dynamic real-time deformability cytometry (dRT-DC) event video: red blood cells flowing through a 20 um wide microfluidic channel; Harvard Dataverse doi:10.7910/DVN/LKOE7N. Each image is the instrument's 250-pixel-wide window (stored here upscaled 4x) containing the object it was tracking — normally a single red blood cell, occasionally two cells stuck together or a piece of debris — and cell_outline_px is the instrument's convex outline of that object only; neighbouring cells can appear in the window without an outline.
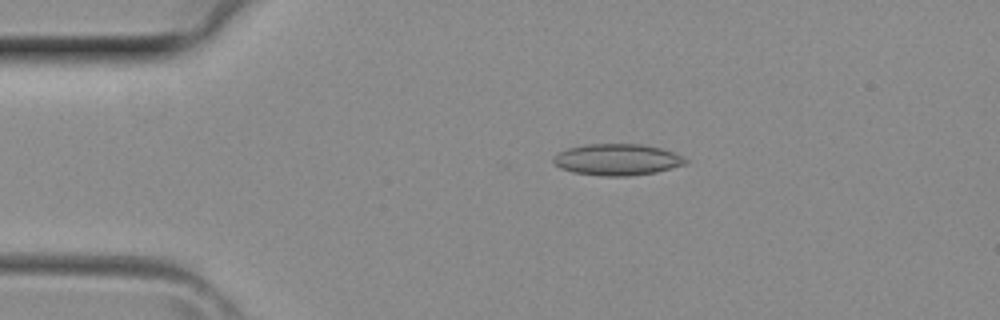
{"species": "common noctule bat (a hibernating species)", "species_latin": "Nyctalus noctula", "temperature_condition": "room temperature", "stored_images_in_passage": 34, "camera_frame_rate_fps": 3000, "um_per_image_px": 0.085, "animal": {"sex": "female", "body_mass_g": 29.2, "forearm_length_mm": 56.3}, "frame": {"image": 1, "passage_image": 2, "time_ms": 0.333, "image_size_px": [1000, 320], "cell_outline_px": [[688, 160], [684, 164], [656, 172], [628, 176], [604, 176], [572, 172], [560, 168], [552, 160], [552, 156], [568, 148], [584, 144], [640, 144], [660, 148], [672, 152]], "centroid_in_image_um": [52.41, 13.56], "position_along_channel_um": 32.6, "area_um2": 23.99}}
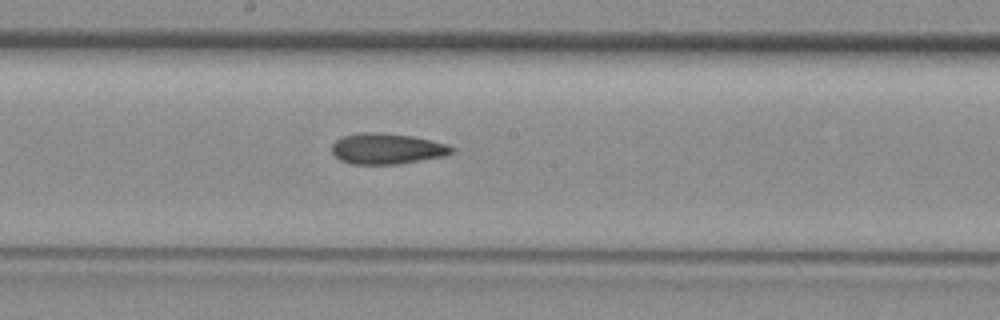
{"frame": {"image": 2, "passage_image": 15, "time_ms": 4.667, "image_size_px": [1000, 320], "cell_outline_px": [[456, 148], [452, 152], [444, 156], [396, 164], [352, 164], [340, 160], [332, 152], [332, 144], [336, 140], [344, 136], [360, 132], [376, 132], [412, 136], [432, 140], [448, 144]], "centroid_in_image_um": [32.9, 12.63], "position_along_channel_um": 215.3, "area_um2": 21.44}}
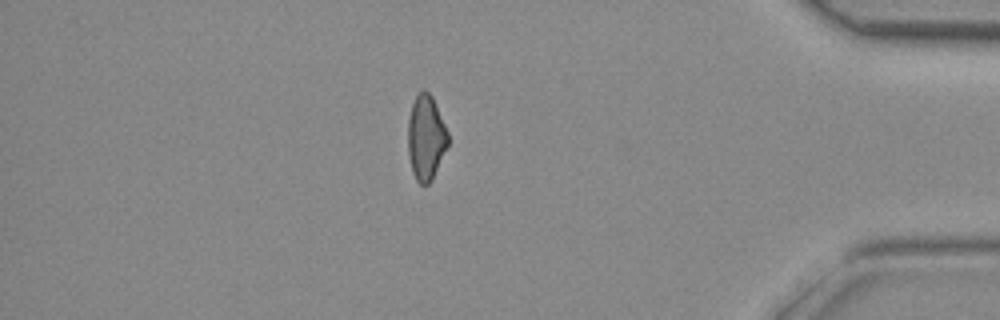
{"frame": {"image": 3, "passage_image": 28, "time_ms": 9.0, "image_size_px": [1000, 320], "cell_outline_px": [[448, 144], [432, 180], [428, 184], [420, 184], [416, 180], [412, 172], [408, 152], [408, 120], [412, 104], [416, 96], [424, 88], [432, 96], [448, 132]], "centroid_in_image_um": [36.2, 11.7], "position_along_channel_um": 399.0, "area_um2": 19.71}}